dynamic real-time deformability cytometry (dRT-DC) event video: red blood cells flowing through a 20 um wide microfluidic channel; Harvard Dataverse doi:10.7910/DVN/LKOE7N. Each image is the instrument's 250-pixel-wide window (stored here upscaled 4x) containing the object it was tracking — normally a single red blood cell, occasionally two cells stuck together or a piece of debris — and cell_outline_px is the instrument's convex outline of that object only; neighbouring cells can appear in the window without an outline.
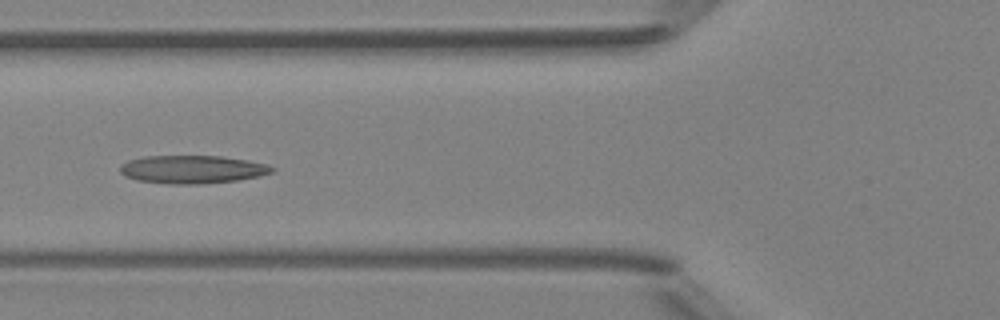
{"species": "Egyptian fruit bat (a non-hibernating species)", "species_latin": "Rousettus aegyptiacus", "temperature_condition": "room temperature", "stored_images_in_passage": 5, "camera_frame_rate_fps": 3000, "um_per_image_px": 0.085, "animal": {"sex": "female"}, "frame": {"image": 1, "passage_image": 5, "time_ms": 4.333, "image_size_px": [1000, 320], "cell_outline_px": [[276, 168], [272, 172], [256, 176], [236, 180], [196, 184], [168, 184], [136, 180], [124, 176], [120, 172], [120, 168], [128, 160], [144, 156], [224, 156], [248, 160], [268, 164]], "centroid_in_image_um": [16.34, 14.39], "position_along_channel_um": 109.5, "area_um2": 24.8}}